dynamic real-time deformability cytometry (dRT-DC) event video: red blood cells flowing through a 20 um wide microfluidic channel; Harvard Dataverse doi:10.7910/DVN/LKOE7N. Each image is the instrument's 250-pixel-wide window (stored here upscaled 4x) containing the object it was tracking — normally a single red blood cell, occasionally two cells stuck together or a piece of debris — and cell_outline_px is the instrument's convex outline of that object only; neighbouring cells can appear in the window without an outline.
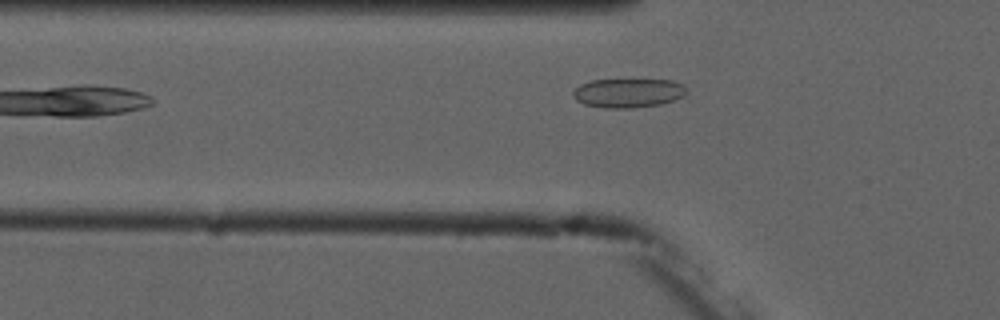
{"species": "common noctule bat (a hibernating species)", "species_latin": "Nyctalus noctula", "temperature_condition": "cold", "stored_images_in_passage": 4, "camera_frame_rate_fps": 3000, "um_per_image_px": 0.085, "animal": {"sex": "male", "forearm_length_mm": 52.5}, "frame": {"image": 1, "passage_image": 4, "time_ms": 4.333, "image_size_px": [1000, 320], "cell_outline_px": [[688, 92], [684, 96], [660, 104], [632, 108], [604, 108], [584, 104], [576, 100], [572, 96], [572, 92], [580, 84], [592, 80], [632, 76], [672, 80], [684, 84], [688, 88]], "centroid_in_image_um": [53.43, 7.83], "position_along_channel_um": 72.4, "area_um2": 20.52}}